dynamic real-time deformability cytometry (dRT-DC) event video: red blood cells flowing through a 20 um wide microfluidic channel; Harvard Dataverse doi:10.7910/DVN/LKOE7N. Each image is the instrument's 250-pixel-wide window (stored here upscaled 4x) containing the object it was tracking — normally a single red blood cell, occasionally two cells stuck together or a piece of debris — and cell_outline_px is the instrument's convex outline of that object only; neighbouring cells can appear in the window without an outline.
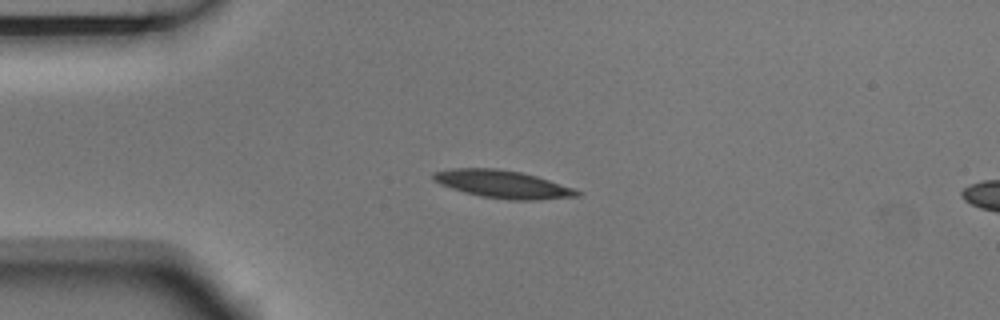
{"species": "Egyptian fruit bat (a non-hibernating species)", "species_latin": "Rousettus aegyptiacus", "temperature_condition": "room temperature", "stored_images_in_passage": 5, "segment_of_instrument_passage": [1, 2], "camera_frame_rate_fps": 3000, "um_per_image_px": 0.085, "animal": {"sex": "male"}, "frame": {"image": 1, "passage_image": 3, "time_ms": 0.667, "image_size_px": [1000, 320], "cell_outline_px": [[580, 196], [536, 200], [508, 200], [480, 196], [464, 192], [440, 184], [432, 180], [432, 172], [452, 168], [496, 168], [520, 172], [536, 176], [572, 188], [580, 192]], "centroid_in_image_um": [42.68, 15.65], "position_along_channel_um": 42.3, "area_um2": 23.12}}